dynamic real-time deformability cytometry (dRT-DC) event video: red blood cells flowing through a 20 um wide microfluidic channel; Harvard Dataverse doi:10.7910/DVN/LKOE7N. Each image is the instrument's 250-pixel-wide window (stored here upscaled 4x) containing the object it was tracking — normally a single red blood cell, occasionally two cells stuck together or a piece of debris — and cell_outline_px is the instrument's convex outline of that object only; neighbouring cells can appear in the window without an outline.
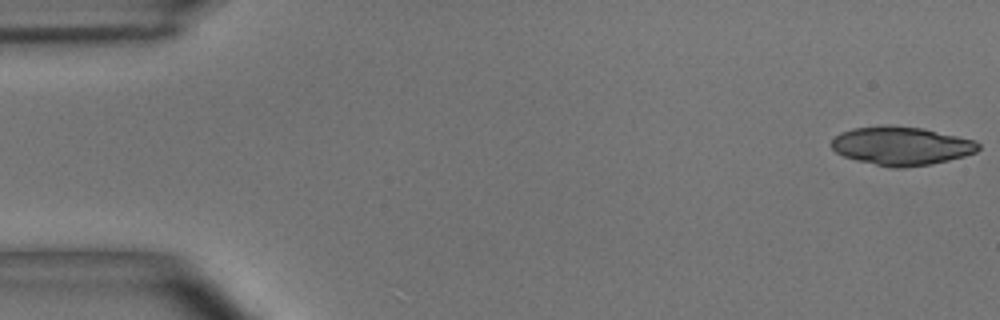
{"species": "common noctule bat (a hibernating species)", "species_latin": "Nyctalus noctula", "temperature_condition": "room temperature", "stored_images_in_passage": 48, "camera_frame_rate_fps": 3000, "um_per_image_px": 0.085, "animal": {"sex": "male", "body_mass_g": 15.6}, "frame": {"image": 1, "passage_image": 1, "time_ms": 0.0, "image_size_px": [1000, 320], "cell_outline_px": [[980, 148], [976, 152], [964, 156], [932, 164], [904, 168], [892, 168], [856, 160], [844, 156], [836, 152], [832, 148], [832, 140], [840, 132], [852, 128], [880, 124], [892, 124], [924, 128], [976, 140], [980, 144]], "centroid_in_image_um": [76.62, 12.38], "position_along_channel_um": 8.4, "area_um2": 33.47}}